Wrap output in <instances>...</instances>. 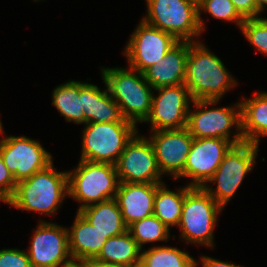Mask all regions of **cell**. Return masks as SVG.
I'll use <instances>...</instances> for the list:
<instances>
[{
    "label": "cell",
    "mask_w": 267,
    "mask_h": 267,
    "mask_svg": "<svg viewBox=\"0 0 267 267\" xmlns=\"http://www.w3.org/2000/svg\"><path fill=\"white\" fill-rule=\"evenodd\" d=\"M238 82L203 43L190 42L184 84L193 100H220Z\"/></svg>",
    "instance_id": "1"
},
{
    "label": "cell",
    "mask_w": 267,
    "mask_h": 267,
    "mask_svg": "<svg viewBox=\"0 0 267 267\" xmlns=\"http://www.w3.org/2000/svg\"><path fill=\"white\" fill-rule=\"evenodd\" d=\"M53 162L31 177L17 182L13 197L6 203L19 210L55 215L68 195L67 171L54 170Z\"/></svg>",
    "instance_id": "2"
},
{
    "label": "cell",
    "mask_w": 267,
    "mask_h": 267,
    "mask_svg": "<svg viewBox=\"0 0 267 267\" xmlns=\"http://www.w3.org/2000/svg\"><path fill=\"white\" fill-rule=\"evenodd\" d=\"M101 68L102 80L119 105L122 117L135 125L145 122L151 111L154 89L143 73L132 68Z\"/></svg>",
    "instance_id": "3"
},
{
    "label": "cell",
    "mask_w": 267,
    "mask_h": 267,
    "mask_svg": "<svg viewBox=\"0 0 267 267\" xmlns=\"http://www.w3.org/2000/svg\"><path fill=\"white\" fill-rule=\"evenodd\" d=\"M68 196L82 202L77 212L86 206L116 197L119 178L115 165L79 160L77 167L67 171Z\"/></svg>",
    "instance_id": "4"
},
{
    "label": "cell",
    "mask_w": 267,
    "mask_h": 267,
    "mask_svg": "<svg viewBox=\"0 0 267 267\" xmlns=\"http://www.w3.org/2000/svg\"><path fill=\"white\" fill-rule=\"evenodd\" d=\"M223 208L202 187H191L185 194L178 227L184 243L214 247L213 229Z\"/></svg>",
    "instance_id": "5"
},
{
    "label": "cell",
    "mask_w": 267,
    "mask_h": 267,
    "mask_svg": "<svg viewBox=\"0 0 267 267\" xmlns=\"http://www.w3.org/2000/svg\"><path fill=\"white\" fill-rule=\"evenodd\" d=\"M219 100H193V112L189 110L187 129L193 138H223L234 145L244 142L241 130V105L234 107L208 108L218 104ZM238 108V109H237ZM236 134L231 138V129Z\"/></svg>",
    "instance_id": "6"
},
{
    "label": "cell",
    "mask_w": 267,
    "mask_h": 267,
    "mask_svg": "<svg viewBox=\"0 0 267 267\" xmlns=\"http://www.w3.org/2000/svg\"><path fill=\"white\" fill-rule=\"evenodd\" d=\"M85 125L80 160L113 165L138 131L137 125L131 122L87 123Z\"/></svg>",
    "instance_id": "7"
},
{
    "label": "cell",
    "mask_w": 267,
    "mask_h": 267,
    "mask_svg": "<svg viewBox=\"0 0 267 267\" xmlns=\"http://www.w3.org/2000/svg\"><path fill=\"white\" fill-rule=\"evenodd\" d=\"M143 20L173 35L178 41L194 42L202 34L198 20V4L192 0H146Z\"/></svg>",
    "instance_id": "8"
},
{
    "label": "cell",
    "mask_w": 267,
    "mask_h": 267,
    "mask_svg": "<svg viewBox=\"0 0 267 267\" xmlns=\"http://www.w3.org/2000/svg\"><path fill=\"white\" fill-rule=\"evenodd\" d=\"M258 151V144L254 143L233 145L208 181L216 183V190L208 184L203 187L222 208L232 199L247 173L256 165Z\"/></svg>",
    "instance_id": "9"
},
{
    "label": "cell",
    "mask_w": 267,
    "mask_h": 267,
    "mask_svg": "<svg viewBox=\"0 0 267 267\" xmlns=\"http://www.w3.org/2000/svg\"><path fill=\"white\" fill-rule=\"evenodd\" d=\"M115 168L120 183H163L152 143L138 132L127 143Z\"/></svg>",
    "instance_id": "10"
},
{
    "label": "cell",
    "mask_w": 267,
    "mask_h": 267,
    "mask_svg": "<svg viewBox=\"0 0 267 267\" xmlns=\"http://www.w3.org/2000/svg\"><path fill=\"white\" fill-rule=\"evenodd\" d=\"M0 154L16 182L31 177L53 162L52 155L39 141L25 136L1 138Z\"/></svg>",
    "instance_id": "11"
},
{
    "label": "cell",
    "mask_w": 267,
    "mask_h": 267,
    "mask_svg": "<svg viewBox=\"0 0 267 267\" xmlns=\"http://www.w3.org/2000/svg\"><path fill=\"white\" fill-rule=\"evenodd\" d=\"M127 42L124 53L129 68L143 73L164 58L166 53L179 41L173 35L151 26L141 19Z\"/></svg>",
    "instance_id": "12"
},
{
    "label": "cell",
    "mask_w": 267,
    "mask_h": 267,
    "mask_svg": "<svg viewBox=\"0 0 267 267\" xmlns=\"http://www.w3.org/2000/svg\"><path fill=\"white\" fill-rule=\"evenodd\" d=\"M157 97L152 95L151 111L145 122L151 131L180 129L187 127L190 102L193 101L185 84L155 88ZM190 100V101H189Z\"/></svg>",
    "instance_id": "13"
},
{
    "label": "cell",
    "mask_w": 267,
    "mask_h": 267,
    "mask_svg": "<svg viewBox=\"0 0 267 267\" xmlns=\"http://www.w3.org/2000/svg\"><path fill=\"white\" fill-rule=\"evenodd\" d=\"M28 256L32 267H62L72 256L68 229L40 220L32 237Z\"/></svg>",
    "instance_id": "14"
},
{
    "label": "cell",
    "mask_w": 267,
    "mask_h": 267,
    "mask_svg": "<svg viewBox=\"0 0 267 267\" xmlns=\"http://www.w3.org/2000/svg\"><path fill=\"white\" fill-rule=\"evenodd\" d=\"M234 144L223 138H194L183 172L176 178H191L190 187H204Z\"/></svg>",
    "instance_id": "15"
},
{
    "label": "cell",
    "mask_w": 267,
    "mask_h": 267,
    "mask_svg": "<svg viewBox=\"0 0 267 267\" xmlns=\"http://www.w3.org/2000/svg\"><path fill=\"white\" fill-rule=\"evenodd\" d=\"M148 137L154 148L158 167L164 175L176 179L184 170L193 137L187 127L151 131Z\"/></svg>",
    "instance_id": "16"
},
{
    "label": "cell",
    "mask_w": 267,
    "mask_h": 267,
    "mask_svg": "<svg viewBox=\"0 0 267 267\" xmlns=\"http://www.w3.org/2000/svg\"><path fill=\"white\" fill-rule=\"evenodd\" d=\"M189 46V41H179L164 58L143 72L153 89L184 84Z\"/></svg>",
    "instance_id": "17"
},
{
    "label": "cell",
    "mask_w": 267,
    "mask_h": 267,
    "mask_svg": "<svg viewBox=\"0 0 267 267\" xmlns=\"http://www.w3.org/2000/svg\"><path fill=\"white\" fill-rule=\"evenodd\" d=\"M157 183H120L115 199L127 226L154 212Z\"/></svg>",
    "instance_id": "18"
},
{
    "label": "cell",
    "mask_w": 267,
    "mask_h": 267,
    "mask_svg": "<svg viewBox=\"0 0 267 267\" xmlns=\"http://www.w3.org/2000/svg\"><path fill=\"white\" fill-rule=\"evenodd\" d=\"M101 91L97 85L82 82V109L87 123L130 122L125 120L119 105L111 97L107 86Z\"/></svg>",
    "instance_id": "19"
},
{
    "label": "cell",
    "mask_w": 267,
    "mask_h": 267,
    "mask_svg": "<svg viewBox=\"0 0 267 267\" xmlns=\"http://www.w3.org/2000/svg\"><path fill=\"white\" fill-rule=\"evenodd\" d=\"M69 249L74 259L95 258L108 238L77 212L73 226L68 228Z\"/></svg>",
    "instance_id": "20"
},
{
    "label": "cell",
    "mask_w": 267,
    "mask_h": 267,
    "mask_svg": "<svg viewBox=\"0 0 267 267\" xmlns=\"http://www.w3.org/2000/svg\"><path fill=\"white\" fill-rule=\"evenodd\" d=\"M240 105L244 142L259 145L261 136H267V92H258L250 99L242 97Z\"/></svg>",
    "instance_id": "21"
},
{
    "label": "cell",
    "mask_w": 267,
    "mask_h": 267,
    "mask_svg": "<svg viewBox=\"0 0 267 267\" xmlns=\"http://www.w3.org/2000/svg\"><path fill=\"white\" fill-rule=\"evenodd\" d=\"M78 212L107 238L120 235L128 230L115 198L86 206Z\"/></svg>",
    "instance_id": "22"
},
{
    "label": "cell",
    "mask_w": 267,
    "mask_h": 267,
    "mask_svg": "<svg viewBox=\"0 0 267 267\" xmlns=\"http://www.w3.org/2000/svg\"><path fill=\"white\" fill-rule=\"evenodd\" d=\"M141 250L127 230L120 235L108 238L95 258L126 267H140Z\"/></svg>",
    "instance_id": "23"
},
{
    "label": "cell",
    "mask_w": 267,
    "mask_h": 267,
    "mask_svg": "<svg viewBox=\"0 0 267 267\" xmlns=\"http://www.w3.org/2000/svg\"><path fill=\"white\" fill-rule=\"evenodd\" d=\"M52 104L66 121L85 124L82 109V82L69 81L57 86L52 93Z\"/></svg>",
    "instance_id": "24"
},
{
    "label": "cell",
    "mask_w": 267,
    "mask_h": 267,
    "mask_svg": "<svg viewBox=\"0 0 267 267\" xmlns=\"http://www.w3.org/2000/svg\"><path fill=\"white\" fill-rule=\"evenodd\" d=\"M166 187L164 182L157 186L153 214L170 228L171 226H178L185 194L191 187L188 185L183 186L177 192L171 191Z\"/></svg>",
    "instance_id": "25"
},
{
    "label": "cell",
    "mask_w": 267,
    "mask_h": 267,
    "mask_svg": "<svg viewBox=\"0 0 267 267\" xmlns=\"http://www.w3.org/2000/svg\"><path fill=\"white\" fill-rule=\"evenodd\" d=\"M197 265V260L177 247L154 246L141 250L140 267H198Z\"/></svg>",
    "instance_id": "26"
},
{
    "label": "cell",
    "mask_w": 267,
    "mask_h": 267,
    "mask_svg": "<svg viewBox=\"0 0 267 267\" xmlns=\"http://www.w3.org/2000/svg\"><path fill=\"white\" fill-rule=\"evenodd\" d=\"M128 231L141 249L145 243L167 241L170 238L169 228L154 214L128 226Z\"/></svg>",
    "instance_id": "27"
},
{
    "label": "cell",
    "mask_w": 267,
    "mask_h": 267,
    "mask_svg": "<svg viewBox=\"0 0 267 267\" xmlns=\"http://www.w3.org/2000/svg\"><path fill=\"white\" fill-rule=\"evenodd\" d=\"M201 11L208 12L215 19L235 22L239 28L244 22V18L235 9L231 0H201L198 3V20L201 31H205Z\"/></svg>",
    "instance_id": "28"
},
{
    "label": "cell",
    "mask_w": 267,
    "mask_h": 267,
    "mask_svg": "<svg viewBox=\"0 0 267 267\" xmlns=\"http://www.w3.org/2000/svg\"><path fill=\"white\" fill-rule=\"evenodd\" d=\"M240 29L258 52L267 55V18L244 19Z\"/></svg>",
    "instance_id": "29"
},
{
    "label": "cell",
    "mask_w": 267,
    "mask_h": 267,
    "mask_svg": "<svg viewBox=\"0 0 267 267\" xmlns=\"http://www.w3.org/2000/svg\"><path fill=\"white\" fill-rule=\"evenodd\" d=\"M0 267H32L28 253L20 249H1Z\"/></svg>",
    "instance_id": "30"
},
{
    "label": "cell",
    "mask_w": 267,
    "mask_h": 267,
    "mask_svg": "<svg viewBox=\"0 0 267 267\" xmlns=\"http://www.w3.org/2000/svg\"><path fill=\"white\" fill-rule=\"evenodd\" d=\"M17 182L7 169L0 154V201L5 204L13 197Z\"/></svg>",
    "instance_id": "31"
},
{
    "label": "cell",
    "mask_w": 267,
    "mask_h": 267,
    "mask_svg": "<svg viewBox=\"0 0 267 267\" xmlns=\"http://www.w3.org/2000/svg\"><path fill=\"white\" fill-rule=\"evenodd\" d=\"M235 9L244 18H258L261 13L256 6L255 0H231Z\"/></svg>",
    "instance_id": "32"
},
{
    "label": "cell",
    "mask_w": 267,
    "mask_h": 267,
    "mask_svg": "<svg viewBox=\"0 0 267 267\" xmlns=\"http://www.w3.org/2000/svg\"><path fill=\"white\" fill-rule=\"evenodd\" d=\"M201 262L202 267H242L241 265H235L234 263H229L225 261H221L218 259H214L212 257H207V256H201Z\"/></svg>",
    "instance_id": "33"
},
{
    "label": "cell",
    "mask_w": 267,
    "mask_h": 267,
    "mask_svg": "<svg viewBox=\"0 0 267 267\" xmlns=\"http://www.w3.org/2000/svg\"><path fill=\"white\" fill-rule=\"evenodd\" d=\"M88 267H126L122 265H117L114 263L104 262L96 258L87 259Z\"/></svg>",
    "instance_id": "34"
},
{
    "label": "cell",
    "mask_w": 267,
    "mask_h": 267,
    "mask_svg": "<svg viewBox=\"0 0 267 267\" xmlns=\"http://www.w3.org/2000/svg\"><path fill=\"white\" fill-rule=\"evenodd\" d=\"M62 267H88L87 259H74L71 258Z\"/></svg>",
    "instance_id": "35"
},
{
    "label": "cell",
    "mask_w": 267,
    "mask_h": 267,
    "mask_svg": "<svg viewBox=\"0 0 267 267\" xmlns=\"http://www.w3.org/2000/svg\"><path fill=\"white\" fill-rule=\"evenodd\" d=\"M255 1H256L257 9L260 12H263L265 9V6L267 5V0H255Z\"/></svg>",
    "instance_id": "36"
},
{
    "label": "cell",
    "mask_w": 267,
    "mask_h": 267,
    "mask_svg": "<svg viewBox=\"0 0 267 267\" xmlns=\"http://www.w3.org/2000/svg\"><path fill=\"white\" fill-rule=\"evenodd\" d=\"M0 133L1 134H4V130H3V127L2 126H0Z\"/></svg>",
    "instance_id": "37"
},
{
    "label": "cell",
    "mask_w": 267,
    "mask_h": 267,
    "mask_svg": "<svg viewBox=\"0 0 267 267\" xmlns=\"http://www.w3.org/2000/svg\"><path fill=\"white\" fill-rule=\"evenodd\" d=\"M194 2H196L197 4L201 1V0H192Z\"/></svg>",
    "instance_id": "38"
}]
</instances>
